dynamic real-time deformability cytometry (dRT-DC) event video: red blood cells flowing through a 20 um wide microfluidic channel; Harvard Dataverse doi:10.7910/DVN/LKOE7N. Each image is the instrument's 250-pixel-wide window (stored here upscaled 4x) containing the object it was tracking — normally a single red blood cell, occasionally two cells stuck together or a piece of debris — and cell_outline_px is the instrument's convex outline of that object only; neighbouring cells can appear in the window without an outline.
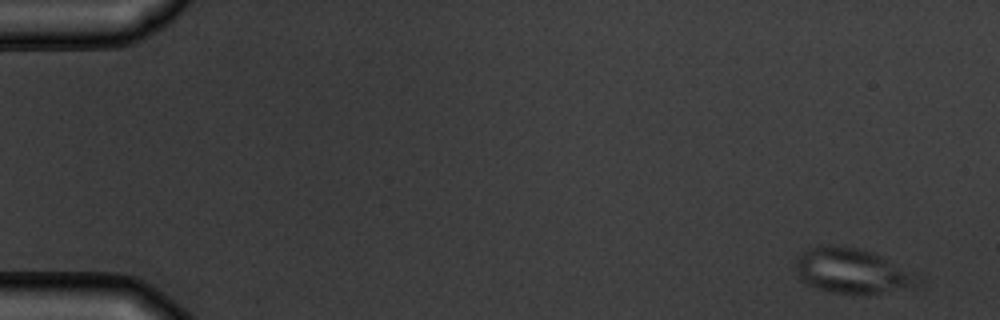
{"species": "common noctule bat (a hibernating species)", "species_latin": "Nyctalus noctula", "temperature_condition": "warm", "stored_images_in_passage": 5, "camera_frame_rate_fps": 3000, "um_per_image_px": 0.085, "animal": {"sex": "male", "body_mass_g": 19.5, "forearm_length_mm": 54.6}, "frame": {"image": 1, "passage_image": 1, "time_ms": 0.0, "image_size_px": [1000, 320], "cell_outline_px": [[924, 280], [916, 284], [872, 296], [828, 292], [816, 288], [808, 284], [800, 276], [796, 264], [796, 256], [800, 252], [808, 248], [820, 244], [856, 248], [872, 252], [924, 276]], "centroid_in_image_um": [72.46, 23.04], "position_along_channel_um": 12.5, "area_um2": 32.43}}